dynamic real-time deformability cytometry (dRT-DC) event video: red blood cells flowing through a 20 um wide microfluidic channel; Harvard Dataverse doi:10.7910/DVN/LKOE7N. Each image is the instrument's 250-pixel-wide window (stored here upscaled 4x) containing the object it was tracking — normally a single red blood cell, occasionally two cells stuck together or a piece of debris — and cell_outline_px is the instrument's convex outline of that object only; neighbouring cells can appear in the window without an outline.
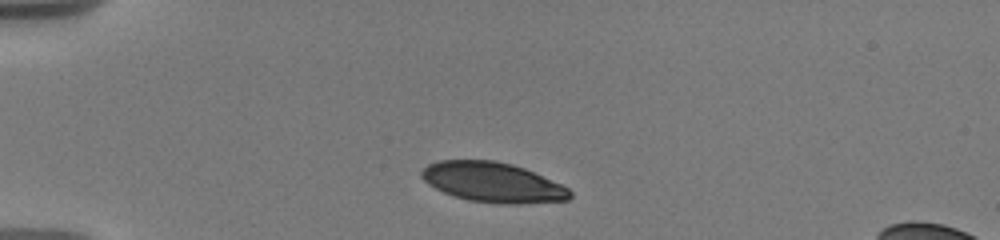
{"species": "human", "species_latin": "Homo sapiens", "temperature_condition": "warm", "stored_images_in_passage": 60, "camera_frame_rate_fps": 3000, "um_per_image_px": 0.085, "donor": {"sex": "male"}, "frame": {"image": 1, "passage_image": 1, "time_ms": 0.0, "image_size_px": [1000, 240], "cell_outline_px": [[572, 196], [568, 200], [520, 204], [500, 204], [468, 200], [444, 192], [428, 184], [420, 176], [420, 172], [428, 164], [436, 160], [492, 160], [512, 164], [524, 168], [560, 184], [568, 188], [572, 192]], "centroid_in_image_um": [41.87, 15.5], "position_along_channel_um": 43.1, "area_um2": 34.45}}
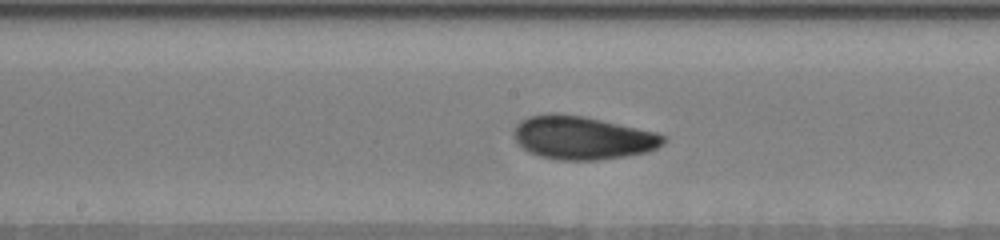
{"frame": {"image": 2, "passage_image": 25, "time_ms": 5.333, "image_size_px": [1000, 240], "cell_outline_px": [[664, 144], [648, 152], [624, 156], [596, 160], [560, 160], [540, 156], [528, 152], [516, 140], [512, 132], [516, 124], [520, 120], [528, 116], [548, 112], [556, 112], [584, 116], [656, 132], [664, 136]], "centroid_in_image_um": [49.47, 11.69], "position_along_channel_um": 198.7, "area_um2": 37.86}}
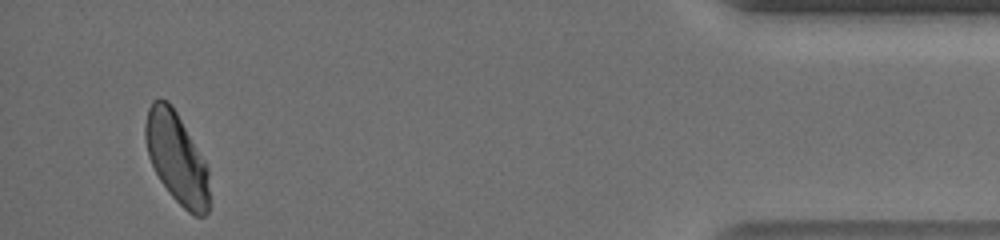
{"frame": {"image": 3, "passage_image": 56, "time_ms": 13.0, "image_size_px": [1000, 240], "cell_outline_px": [[208, 212], [204, 216], [196, 216], [188, 212], [168, 192], [160, 180], [148, 156], [144, 136], [144, 124], [148, 108], [152, 100], [160, 96], [168, 100], [172, 104], [204, 160], [208, 168]], "centroid_in_image_um": [14.98, 13.37], "position_along_channel_um": 420.2, "area_um2": 33.87}, "authors_computed_cell_mechanics": {"area_um2": 36.3562, "velocity_mm_per_s": 3.651, "shape_relaxation_time_tau1_ms": 4.3822, "shape_relaxation_time_tau2_ms": 1.6426, "deformation_change_tau1": 0.1349, "deformation_change_tau2": 0.0566}}